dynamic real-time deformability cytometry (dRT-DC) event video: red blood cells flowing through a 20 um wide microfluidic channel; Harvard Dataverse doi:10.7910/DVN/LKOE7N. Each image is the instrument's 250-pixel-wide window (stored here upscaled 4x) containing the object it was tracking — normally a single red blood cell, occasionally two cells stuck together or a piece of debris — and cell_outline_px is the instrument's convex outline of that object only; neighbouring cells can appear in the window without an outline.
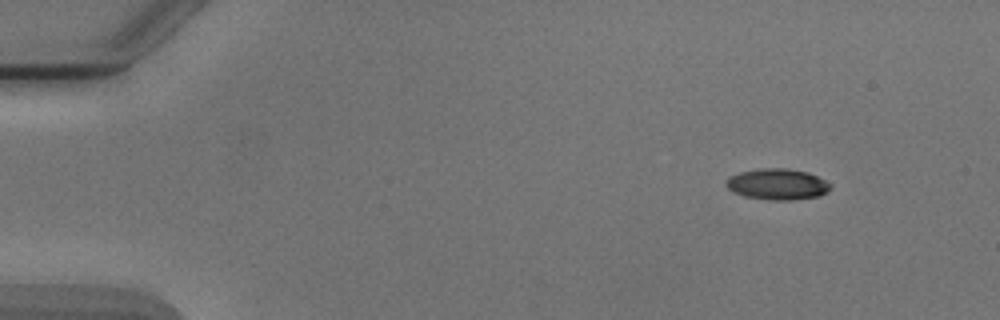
{"species": "Egyptian fruit bat (a non-hibernating species)", "species_latin": "Rousettus aegyptiacus", "temperature_condition": "cold", "stored_images_in_passage": 4, "camera_frame_rate_fps": 3000, "um_per_image_px": 0.085, "animal": {"sex": "male"}, "frame": {"image": 1, "passage_image": 1, "time_ms": 0.0, "image_size_px": [1000, 320], "cell_outline_px": [[832, 188], [828, 192], [820, 196], [792, 200], [768, 200], [744, 196], [732, 192], [724, 184], [728, 176], [740, 172], [760, 168], [784, 168], [808, 172], [832, 184]], "centroid_in_image_um": [66.07, 15.66], "position_along_channel_um": 18.9, "area_um2": 19.13}}
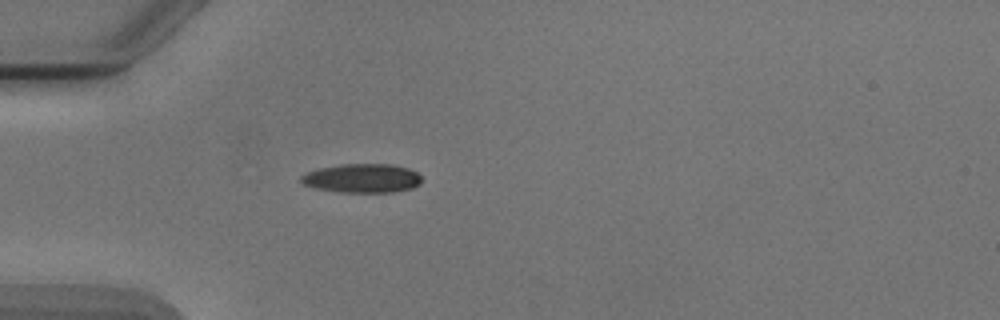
{"frame": {"image": 2, "passage_image": 4, "time_ms": 3.333, "image_size_px": [1000, 320], "cell_outline_px": [[420, 184], [412, 188], [392, 192], [340, 192], [316, 188], [304, 184], [300, 180], [300, 176], [308, 172], [320, 168], [340, 164], [392, 164], [408, 168], [416, 172], [420, 176]], "centroid_in_image_um": [30.79, 15.15], "position_along_channel_um": 54.2, "area_um2": 20.23}}